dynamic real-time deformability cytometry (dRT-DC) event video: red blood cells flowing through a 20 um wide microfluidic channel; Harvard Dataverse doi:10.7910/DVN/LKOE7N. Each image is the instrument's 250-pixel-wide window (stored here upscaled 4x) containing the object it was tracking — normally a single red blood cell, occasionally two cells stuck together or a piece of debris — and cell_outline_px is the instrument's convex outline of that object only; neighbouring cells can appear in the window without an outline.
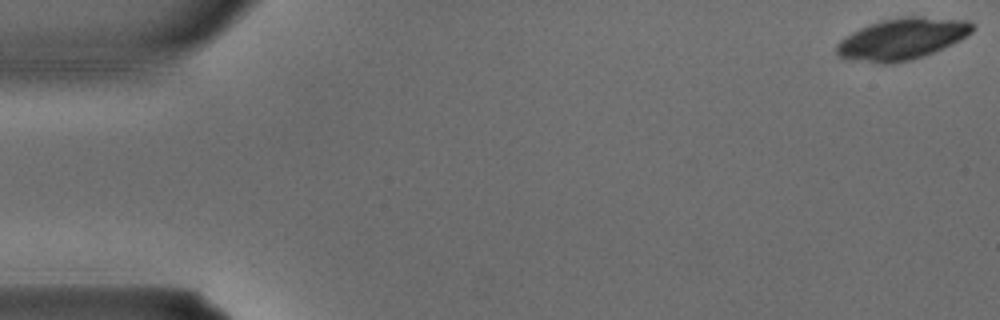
{"species": "common noctule bat (a hibernating species)", "species_latin": "Nyctalus noctula", "temperature_condition": "warm", "stored_images_in_passage": 3, "camera_frame_rate_fps": 3000, "um_per_image_px": 0.085, "animal": {"sex": "male", "body_mass_g": 15.6}, "frame": {"image": 1, "passage_image": 1, "time_ms": 0.0, "image_size_px": [1000, 320], "cell_outline_px": [[976, 24], [972, 32], [960, 40], [952, 44], [924, 56], [912, 60], [888, 64], [880, 64], [840, 56], [836, 52], [836, 44], [840, 40], [852, 32], [860, 28], [880, 20], [908, 16], [920, 16], [972, 20]], "centroid_in_image_um": [76.74, 3.29], "position_along_channel_um": 8.3, "area_um2": 32.89}}